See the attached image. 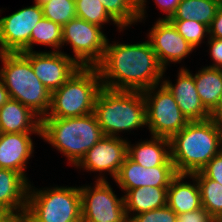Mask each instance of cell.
<instances>
[{
    "mask_svg": "<svg viewBox=\"0 0 222 222\" xmlns=\"http://www.w3.org/2000/svg\"><path fill=\"white\" fill-rule=\"evenodd\" d=\"M95 67L102 87L111 90L144 91L159 85L165 72L149 40L136 44L107 40L103 58Z\"/></svg>",
    "mask_w": 222,
    "mask_h": 222,
    "instance_id": "6da1fadb",
    "label": "cell"
},
{
    "mask_svg": "<svg viewBox=\"0 0 222 222\" xmlns=\"http://www.w3.org/2000/svg\"><path fill=\"white\" fill-rule=\"evenodd\" d=\"M171 160L177 174H193L222 151V122L214 118L189 121L170 139Z\"/></svg>",
    "mask_w": 222,
    "mask_h": 222,
    "instance_id": "7a4b0ae2",
    "label": "cell"
},
{
    "mask_svg": "<svg viewBox=\"0 0 222 222\" xmlns=\"http://www.w3.org/2000/svg\"><path fill=\"white\" fill-rule=\"evenodd\" d=\"M104 136L94 113L41 120V138L62 152L73 166Z\"/></svg>",
    "mask_w": 222,
    "mask_h": 222,
    "instance_id": "3957f363",
    "label": "cell"
},
{
    "mask_svg": "<svg viewBox=\"0 0 222 222\" xmlns=\"http://www.w3.org/2000/svg\"><path fill=\"white\" fill-rule=\"evenodd\" d=\"M93 113L105 136L119 137L146 124V105L142 91L111 90L102 87Z\"/></svg>",
    "mask_w": 222,
    "mask_h": 222,
    "instance_id": "277c9868",
    "label": "cell"
},
{
    "mask_svg": "<svg viewBox=\"0 0 222 222\" xmlns=\"http://www.w3.org/2000/svg\"><path fill=\"white\" fill-rule=\"evenodd\" d=\"M0 77L10 99L28 107L41 120L50 109L51 93L34 74L30 61L22 53H0Z\"/></svg>",
    "mask_w": 222,
    "mask_h": 222,
    "instance_id": "5b68a950",
    "label": "cell"
},
{
    "mask_svg": "<svg viewBox=\"0 0 222 222\" xmlns=\"http://www.w3.org/2000/svg\"><path fill=\"white\" fill-rule=\"evenodd\" d=\"M102 88L96 67H80L60 88L51 93L50 109L44 118H73L89 115Z\"/></svg>",
    "mask_w": 222,
    "mask_h": 222,
    "instance_id": "8992f818",
    "label": "cell"
},
{
    "mask_svg": "<svg viewBox=\"0 0 222 222\" xmlns=\"http://www.w3.org/2000/svg\"><path fill=\"white\" fill-rule=\"evenodd\" d=\"M29 184L24 217L27 222H73L82 220L79 187L32 190Z\"/></svg>",
    "mask_w": 222,
    "mask_h": 222,
    "instance_id": "52a82bcc",
    "label": "cell"
},
{
    "mask_svg": "<svg viewBox=\"0 0 222 222\" xmlns=\"http://www.w3.org/2000/svg\"><path fill=\"white\" fill-rule=\"evenodd\" d=\"M156 87H159L157 91ZM142 93L146 105V126L151 136L170 139L188 124L189 121L182 114L173 94L163 83Z\"/></svg>",
    "mask_w": 222,
    "mask_h": 222,
    "instance_id": "ba28073f",
    "label": "cell"
},
{
    "mask_svg": "<svg viewBox=\"0 0 222 222\" xmlns=\"http://www.w3.org/2000/svg\"><path fill=\"white\" fill-rule=\"evenodd\" d=\"M95 186L79 187L81 217L84 222H129L124 196L117 197L104 176L98 177Z\"/></svg>",
    "mask_w": 222,
    "mask_h": 222,
    "instance_id": "9c48e42d",
    "label": "cell"
},
{
    "mask_svg": "<svg viewBox=\"0 0 222 222\" xmlns=\"http://www.w3.org/2000/svg\"><path fill=\"white\" fill-rule=\"evenodd\" d=\"M107 36L98 25L75 17L62 27V47L70 44L81 67H95L103 58Z\"/></svg>",
    "mask_w": 222,
    "mask_h": 222,
    "instance_id": "30bf717a",
    "label": "cell"
},
{
    "mask_svg": "<svg viewBox=\"0 0 222 222\" xmlns=\"http://www.w3.org/2000/svg\"><path fill=\"white\" fill-rule=\"evenodd\" d=\"M2 11V10H0ZM43 18L39 3L0 18V53L30 52V36Z\"/></svg>",
    "mask_w": 222,
    "mask_h": 222,
    "instance_id": "8fae6325",
    "label": "cell"
},
{
    "mask_svg": "<svg viewBox=\"0 0 222 222\" xmlns=\"http://www.w3.org/2000/svg\"><path fill=\"white\" fill-rule=\"evenodd\" d=\"M30 61L34 74L42 84L54 92L60 88L81 66L64 52H22Z\"/></svg>",
    "mask_w": 222,
    "mask_h": 222,
    "instance_id": "7c38bea8",
    "label": "cell"
},
{
    "mask_svg": "<svg viewBox=\"0 0 222 222\" xmlns=\"http://www.w3.org/2000/svg\"><path fill=\"white\" fill-rule=\"evenodd\" d=\"M128 141L121 137H102L76 165L92 172H109L115 179L128 156Z\"/></svg>",
    "mask_w": 222,
    "mask_h": 222,
    "instance_id": "4fadbf2b",
    "label": "cell"
},
{
    "mask_svg": "<svg viewBox=\"0 0 222 222\" xmlns=\"http://www.w3.org/2000/svg\"><path fill=\"white\" fill-rule=\"evenodd\" d=\"M148 38L159 63L165 70L169 63H180L195 49L177 32L169 20L159 18L151 28Z\"/></svg>",
    "mask_w": 222,
    "mask_h": 222,
    "instance_id": "5bb4252c",
    "label": "cell"
},
{
    "mask_svg": "<svg viewBox=\"0 0 222 222\" xmlns=\"http://www.w3.org/2000/svg\"><path fill=\"white\" fill-rule=\"evenodd\" d=\"M176 175L174 164L144 168L127 156L114 180L126 193L130 189L139 187H169L171 180Z\"/></svg>",
    "mask_w": 222,
    "mask_h": 222,
    "instance_id": "9a60e30c",
    "label": "cell"
},
{
    "mask_svg": "<svg viewBox=\"0 0 222 222\" xmlns=\"http://www.w3.org/2000/svg\"><path fill=\"white\" fill-rule=\"evenodd\" d=\"M176 84L163 80V84L173 94L182 114L188 121H202L212 117L204 107L195 86L194 76L184 67L180 68Z\"/></svg>",
    "mask_w": 222,
    "mask_h": 222,
    "instance_id": "2e32d148",
    "label": "cell"
},
{
    "mask_svg": "<svg viewBox=\"0 0 222 222\" xmlns=\"http://www.w3.org/2000/svg\"><path fill=\"white\" fill-rule=\"evenodd\" d=\"M28 177L0 168V212L4 216H22L27 206Z\"/></svg>",
    "mask_w": 222,
    "mask_h": 222,
    "instance_id": "e0dca14e",
    "label": "cell"
},
{
    "mask_svg": "<svg viewBox=\"0 0 222 222\" xmlns=\"http://www.w3.org/2000/svg\"><path fill=\"white\" fill-rule=\"evenodd\" d=\"M31 134H0V168L19 172L26 178V165L34 151Z\"/></svg>",
    "mask_w": 222,
    "mask_h": 222,
    "instance_id": "ac0fdd59",
    "label": "cell"
},
{
    "mask_svg": "<svg viewBox=\"0 0 222 222\" xmlns=\"http://www.w3.org/2000/svg\"><path fill=\"white\" fill-rule=\"evenodd\" d=\"M1 133H34L41 137V119L19 101L9 99L0 108Z\"/></svg>",
    "mask_w": 222,
    "mask_h": 222,
    "instance_id": "d6986e66",
    "label": "cell"
},
{
    "mask_svg": "<svg viewBox=\"0 0 222 222\" xmlns=\"http://www.w3.org/2000/svg\"><path fill=\"white\" fill-rule=\"evenodd\" d=\"M192 178L193 184L184 182ZM167 205L178 215L202 208L200 189L192 174H177L167 189Z\"/></svg>",
    "mask_w": 222,
    "mask_h": 222,
    "instance_id": "ffe728a7",
    "label": "cell"
},
{
    "mask_svg": "<svg viewBox=\"0 0 222 222\" xmlns=\"http://www.w3.org/2000/svg\"><path fill=\"white\" fill-rule=\"evenodd\" d=\"M168 147V148H167ZM128 157L144 168H153L162 164H173L170 152V140L165 137L151 136L150 140L131 145L128 142Z\"/></svg>",
    "mask_w": 222,
    "mask_h": 222,
    "instance_id": "44dd1931",
    "label": "cell"
},
{
    "mask_svg": "<svg viewBox=\"0 0 222 222\" xmlns=\"http://www.w3.org/2000/svg\"><path fill=\"white\" fill-rule=\"evenodd\" d=\"M168 187H139L128 190L124 195L125 209L128 219L133 216L167 205ZM135 212V213H134Z\"/></svg>",
    "mask_w": 222,
    "mask_h": 222,
    "instance_id": "7402d4cb",
    "label": "cell"
},
{
    "mask_svg": "<svg viewBox=\"0 0 222 222\" xmlns=\"http://www.w3.org/2000/svg\"><path fill=\"white\" fill-rule=\"evenodd\" d=\"M193 76L202 104L212 113L222 94V68L203 67Z\"/></svg>",
    "mask_w": 222,
    "mask_h": 222,
    "instance_id": "603a6c76",
    "label": "cell"
},
{
    "mask_svg": "<svg viewBox=\"0 0 222 222\" xmlns=\"http://www.w3.org/2000/svg\"><path fill=\"white\" fill-rule=\"evenodd\" d=\"M219 6L214 0H181L169 20H195L210 27Z\"/></svg>",
    "mask_w": 222,
    "mask_h": 222,
    "instance_id": "cb8c5ba5",
    "label": "cell"
},
{
    "mask_svg": "<svg viewBox=\"0 0 222 222\" xmlns=\"http://www.w3.org/2000/svg\"><path fill=\"white\" fill-rule=\"evenodd\" d=\"M198 182L202 207L214 218L222 215V185L207 178L201 171L192 174Z\"/></svg>",
    "mask_w": 222,
    "mask_h": 222,
    "instance_id": "d4e9b609",
    "label": "cell"
},
{
    "mask_svg": "<svg viewBox=\"0 0 222 222\" xmlns=\"http://www.w3.org/2000/svg\"><path fill=\"white\" fill-rule=\"evenodd\" d=\"M34 44L50 46L53 52L62 47V26L43 17L32 29L30 36V52Z\"/></svg>",
    "mask_w": 222,
    "mask_h": 222,
    "instance_id": "484cf974",
    "label": "cell"
},
{
    "mask_svg": "<svg viewBox=\"0 0 222 222\" xmlns=\"http://www.w3.org/2000/svg\"><path fill=\"white\" fill-rule=\"evenodd\" d=\"M107 13L124 29L138 22V0H99Z\"/></svg>",
    "mask_w": 222,
    "mask_h": 222,
    "instance_id": "4316f807",
    "label": "cell"
},
{
    "mask_svg": "<svg viewBox=\"0 0 222 222\" xmlns=\"http://www.w3.org/2000/svg\"><path fill=\"white\" fill-rule=\"evenodd\" d=\"M76 17L102 28L104 23L112 21L120 29L123 28L107 13L99 0H75Z\"/></svg>",
    "mask_w": 222,
    "mask_h": 222,
    "instance_id": "83f0119b",
    "label": "cell"
},
{
    "mask_svg": "<svg viewBox=\"0 0 222 222\" xmlns=\"http://www.w3.org/2000/svg\"><path fill=\"white\" fill-rule=\"evenodd\" d=\"M43 17L64 26L76 17L75 0H50L41 4Z\"/></svg>",
    "mask_w": 222,
    "mask_h": 222,
    "instance_id": "f1b7e54d",
    "label": "cell"
},
{
    "mask_svg": "<svg viewBox=\"0 0 222 222\" xmlns=\"http://www.w3.org/2000/svg\"><path fill=\"white\" fill-rule=\"evenodd\" d=\"M177 32L194 48L199 46L206 35H209V27L195 20H169Z\"/></svg>",
    "mask_w": 222,
    "mask_h": 222,
    "instance_id": "f546056e",
    "label": "cell"
},
{
    "mask_svg": "<svg viewBox=\"0 0 222 222\" xmlns=\"http://www.w3.org/2000/svg\"><path fill=\"white\" fill-rule=\"evenodd\" d=\"M177 214L168 206L137 214L129 222H176Z\"/></svg>",
    "mask_w": 222,
    "mask_h": 222,
    "instance_id": "4dcf8cb0",
    "label": "cell"
},
{
    "mask_svg": "<svg viewBox=\"0 0 222 222\" xmlns=\"http://www.w3.org/2000/svg\"><path fill=\"white\" fill-rule=\"evenodd\" d=\"M146 0H138V21L144 20L146 13ZM181 0H155L157 6L166 13L164 18L161 17V20H169L173 14L175 13L178 5L180 4Z\"/></svg>",
    "mask_w": 222,
    "mask_h": 222,
    "instance_id": "1f68e13d",
    "label": "cell"
},
{
    "mask_svg": "<svg viewBox=\"0 0 222 222\" xmlns=\"http://www.w3.org/2000/svg\"><path fill=\"white\" fill-rule=\"evenodd\" d=\"M209 179L222 185V151L215 155L201 170Z\"/></svg>",
    "mask_w": 222,
    "mask_h": 222,
    "instance_id": "d6a6232c",
    "label": "cell"
},
{
    "mask_svg": "<svg viewBox=\"0 0 222 222\" xmlns=\"http://www.w3.org/2000/svg\"><path fill=\"white\" fill-rule=\"evenodd\" d=\"M213 217L205 208L177 215L176 222H213Z\"/></svg>",
    "mask_w": 222,
    "mask_h": 222,
    "instance_id": "836d02e7",
    "label": "cell"
},
{
    "mask_svg": "<svg viewBox=\"0 0 222 222\" xmlns=\"http://www.w3.org/2000/svg\"><path fill=\"white\" fill-rule=\"evenodd\" d=\"M207 43L210 45L209 52L214 61V64L207 67L222 68V39L208 37Z\"/></svg>",
    "mask_w": 222,
    "mask_h": 222,
    "instance_id": "e575fe53",
    "label": "cell"
},
{
    "mask_svg": "<svg viewBox=\"0 0 222 222\" xmlns=\"http://www.w3.org/2000/svg\"><path fill=\"white\" fill-rule=\"evenodd\" d=\"M209 37L222 39V6H219L209 27Z\"/></svg>",
    "mask_w": 222,
    "mask_h": 222,
    "instance_id": "d590c367",
    "label": "cell"
},
{
    "mask_svg": "<svg viewBox=\"0 0 222 222\" xmlns=\"http://www.w3.org/2000/svg\"><path fill=\"white\" fill-rule=\"evenodd\" d=\"M10 99L9 93L6 90L3 81L0 77V108Z\"/></svg>",
    "mask_w": 222,
    "mask_h": 222,
    "instance_id": "8d00e7d4",
    "label": "cell"
},
{
    "mask_svg": "<svg viewBox=\"0 0 222 222\" xmlns=\"http://www.w3.org/2000/svg\"><path fill=\"white\" fill-rule=\"evenodd\" d=\"M212 118L222 121V94L219 100V105L218 107L211 113Z\"/></svg>",
    "mask_w": 222,
    "mask_h": 222,
    "instance_id": "74e56055",
    "label": "cell"
},
{
    "mask_svg": "<svg viewBox=\"0 0 222 222\" xmlns=\"http://www.w3.org/2000/svg\"><path fill=\"white\" fill-rule=\"evenodd\" d=\"M0 222H27L24 215L22 216H4Z\"/></svg>",
    "mask_w": 222,
    "mask_h": 222,
    "instance_id": "f35d334b",
    "label": "cell"
},
{
    "mask_svg": "<svg viewBox=\"0 0 222 222\" xmlns=\"http://www.w3.org/2000/svg\"><path fill=\"white\" fill-rule=\"evenodd\" d=\"M213 222H222V215L214 217Z\"/></svg>",
    "mask_w": 222,
    "mask_h": 222,
    "instance_id": "ab89813d",
    "label": "cell"
},
{
    "mask_svg": "<svg viewBox=\"0 0 222 222\" xmlns=\"http://www.w3.org/2000/svg\"><path fill=\"white\" fill-rule=\"evenodd\" d=\"M46 1H50V0H34V2L39 3L40 5Z\"/></svg>",
    "mask_w": 222,
    "mask_h": 222,
    "instance_id": "60d3db41",
    "label": "cell"
},
{
    "mask_svg": "<svg viewBox=\"0 0 222 222\" xmlns=\"http://www.w3.org/2000/svg\"><path fill=\"white\" fill-rule=\"evenodd\" d=\"M216 1L220 6H222V0H214Z\"/></svg>",
    "mask_w": 222,
    "mask_h": 222,
    "instance_id": "b9f144b4",
    "label": "cell"
},
{
    "mask_svg": "<svg viewBox=\"0 0 222 222\" xmlns=\"http://www.w3.org/2000/svg\"><path fill=\"white\" fill-rule=\"evenodd\" d=\"M73 222H84L83 220H76V221H73Z\"/></svg>",
    "mask_w": 222,
    "mask_h": 222,
    "instance_id": "7bdbcfd3",
    "label": "cell"
}]
</instances>
